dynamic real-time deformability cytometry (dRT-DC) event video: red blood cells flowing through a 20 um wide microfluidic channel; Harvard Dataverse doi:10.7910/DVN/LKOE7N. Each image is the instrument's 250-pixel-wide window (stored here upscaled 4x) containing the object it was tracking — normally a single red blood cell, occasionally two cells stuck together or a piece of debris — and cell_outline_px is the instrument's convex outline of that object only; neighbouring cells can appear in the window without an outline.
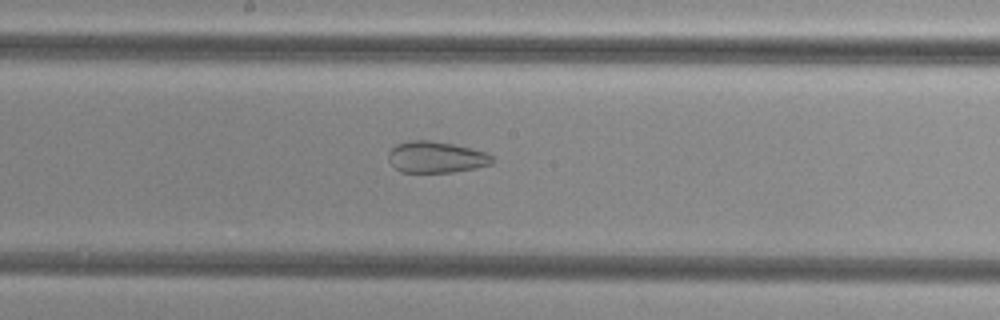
{"species": "common noctule bat (a hibernating species)", "species_latin": "Nyctalus noctula", "temperature_condition": "cold", "stored_images_in_passage": 36, "camera_frame_rate_fps": 3000, "um_per_image_px": 0.085, "animal": {"sex": "female", "body_mass_g": 29.2, "forearm_length_mm": 56.3}, "frame": {"image": 1, "passage_image": 12, "time_ms": 3.667, "image_size_px": [1000, 320], "cell_outline_px": [[492, 164], [476, 168], [452, 172], [400, 172], [388, 160], [388, 152], [396, 144], [408, 140], [428, 140], [452, 144], [472, 148], [484, 152], [492, 156]], "centroid_in_image_um": [37.04, 13.35], "position_along_channel_um": 211.2, "area_um2": 18.96}}
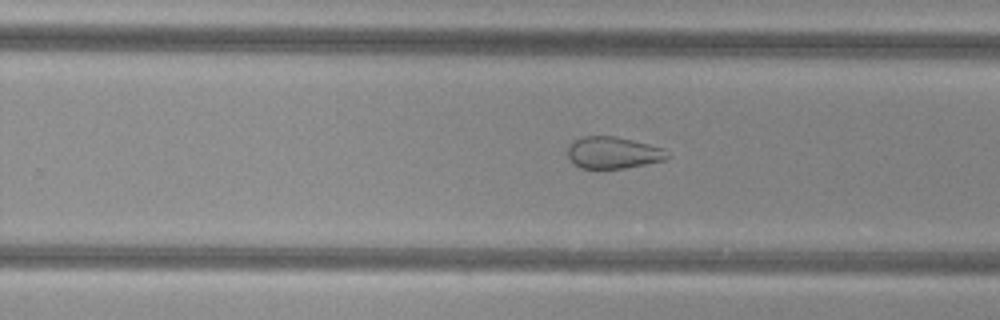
{"frame": {"image": 2, "passage_image": 17, "time_ms": 5.333, "image_size_px": [1000, 320], "cell_outline_px": [[672, 156], [664, 160], [624, 168], [580, 168], [572, 164], [568, 156], [568, 148], [576, 140], [584, 136], [616, 136], [664, 148]], "centroid_in_image_um": [52.14, 12.98], "position_along_channel_um": 277.7, "area_um2": 18.38}}
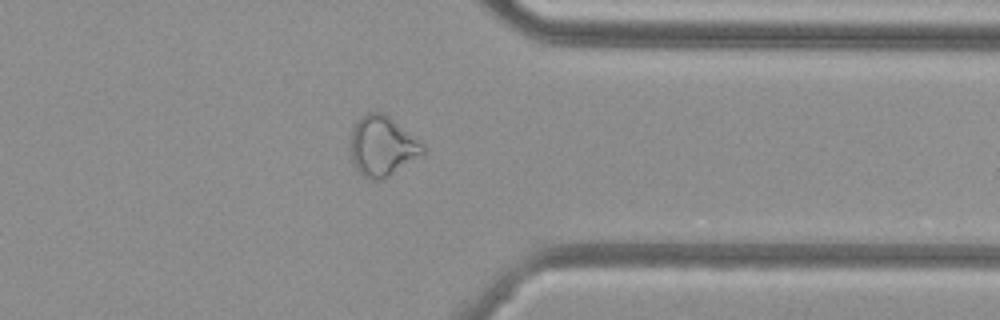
{"frame": {"image": 3, "passage_image": 25, "time_ms": 8.0, "image_size_px": [1000, 320], "cell_outline_px": [[424, 152], [420, 156], [384, 180], [368, 180], [356, 172], [352, 160], [352, 128], [360, 116], [368, 112], [384, 112], [424, 144]], "centroid_in_image_um": [32.49, 12.44], "position_along_channel_um": 378.9, "area_um2": 25.43}}